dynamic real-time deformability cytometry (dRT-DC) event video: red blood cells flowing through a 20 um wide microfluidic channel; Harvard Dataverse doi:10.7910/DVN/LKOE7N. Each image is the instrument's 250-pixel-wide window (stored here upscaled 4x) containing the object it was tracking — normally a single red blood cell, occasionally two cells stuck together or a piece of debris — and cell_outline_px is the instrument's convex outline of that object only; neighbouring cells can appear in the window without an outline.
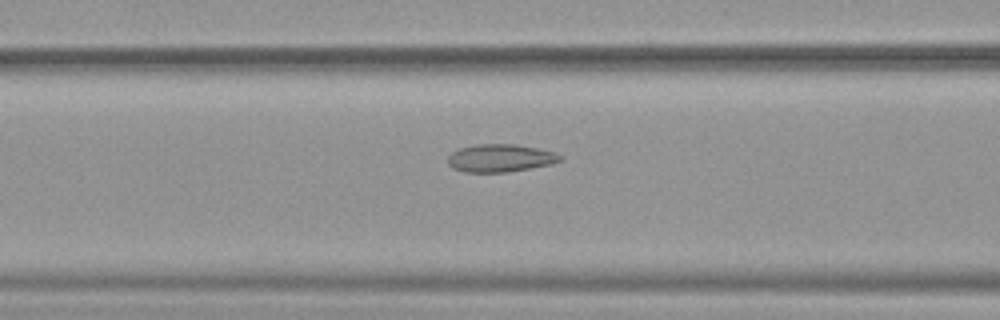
{"species": "common noctule bat (a hibernating species)", "species_latin": "Nyctalus noctula", "temperature_condition": "warm", "stored_images_in_passage": 47, "camera_frame_rate_fps": 3000, "um_per_image_px": 0.085, "animal": {"sex": "female", "body_mass_g": 19.9}, "frame": {"image": 1, "passage_image": 17, "time_ms": 5.333, "image_size_px": [1000, 320], "cell_outline_px": [[564, 160], [552, 164], [532, 168], [504, 172], [464, 172], [452, 168], [448, 164], [448, 156], [452, 152], [460, 148], [476, 144], [516, 144], [556, 152], [564, 156]], "centroid_in_image_um": [42.56, 13.44], "position_along_channel_um": 124.0, "area_um2": 18.38}}
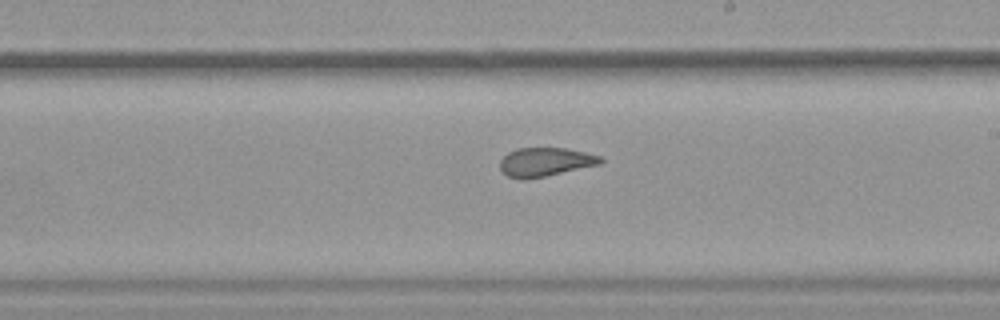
{"frame": {"image": 2, "passage_image": 26, "time_ms": 8.333, "image_size_px": [1000, 320], "cell_outline_px": [[604, 160], [600, 164], [544, 176], [524, 180], [520, 180], [508, 176], [500, 168], [500, 160], [508, 152], [516, 148], [564, 148], [584, 152], [600, 156]], "centroid_in_image_um": [46.32, 13.76], "position_along_channel_um": 242.7, "area_um2": 16.7}}
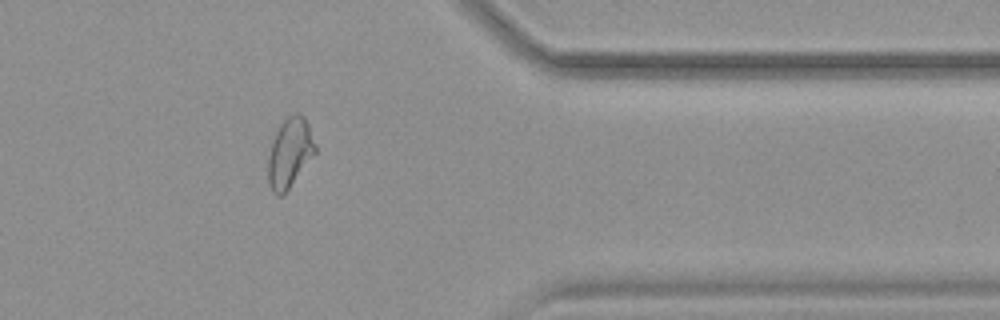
{"frame": {"image": 3, "passage_image": 38, "time_ms": 12.333, "image_size_px": [1000, 320], "cell_outline_px": [[316, 152], [288, 188], [280, 196], [276, 196], [272, 192], [268, 184], [268, 156], [272, 140], [280, 124], [288, 116], [296, 112], [300, 112], [304, 116], [308, 124], [316, 144]], "centroid_in_image_um": [24.62, 12.96], "position_along_channel_um": 386.8, "area_um2": 19.02}, "authors_computed_cell_mechanics": {"area_um2": 19.5364, "velocity_mm_per_s": 3.9729, "shape_relaxation_time_tau1_ms": null, "shape_relaxation_time_tau2_ms": 1.5839, "deformation_change_tau1": null, "deformation_change_tau2": 0.071}}